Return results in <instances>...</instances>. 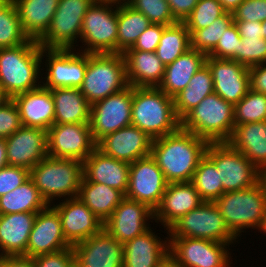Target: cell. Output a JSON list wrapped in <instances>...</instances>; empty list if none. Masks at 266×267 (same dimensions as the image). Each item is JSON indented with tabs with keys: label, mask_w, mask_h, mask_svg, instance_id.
<instances>
[{
	"label": "cell",
	"mask_w": 266,
	"mask_h": 267,
	"mask_svg": "<svg viewBox=\"0 0 266 267\" xmlns=\"http://www.w3.org/2000/svg\"><path fill=\"white\" fill-rule=\"evenodd\" d=\"M234 22L266 20V0H244L232 13Z\"/></svg>",
	"instance_id": "47"
},
{
	"label": "cell",
	"mask_w": 266,
	"mask_h": 267,
	"mask_svg": "<svg viewBox=\"0 0 266 267\" xmlns=\"http://www.w3.org/2000/svg\"><path fill=\"white\" fill-rule=\"evenodd\" d=\"M29 178V170L7 165L0 169V196L13 191Z\"/></svg>",
	"instance_id": "49"
},
{
	"label": "cell",
	"mask_w": 266,
	"mask_h": 267,
	"mask_svg": "<svg viewBox=\"0 0 266 267\" xmlns=\"http://www.w3.org/2000/svg\"><path fill=\"white\" fill-rule=\"evenodd\" d=\"M203 200L192 182L167 184L158 207L154 210V221L168 228L180 217L198 207ZM160 222V223H159Z\"/></svg>",
	"instance_id": "25"
},
{
	"label": "cell",
	"mask_w": 266,
	"mask_h": 267,
	"mask_svg": "<svg viewBox=\"0 0 266 267\" xmlns=\"http://www.w3.org/2000/svg\"><path fill=\"white\" fill-rule=\"evenodd\" d=\"M61 201L54 202L51 206L58 212L63 235L71 246L88 239L103 229L104 223L78 196Z\"/></svg>",
	"instance_id": "18"
},
{
	"label": "cell",
	"mask_w": 266,
	"mask_h": 267,
	"mask_svg": "<svg viewBox=\"0 0 266 267\" xmlns=\"http://www.w3.org/2000/svg\"><path fill=\"white\" fill-rule=\"evenodd\" d=\"M238 33L241 38H248V37H263V31H262V24L261 22H234Z\"/></svg>",
	"instance_id": "54"
},
{
	"label": "cell",
	"mask_w": 266,
	"mask_h": 267,
	"mask_svg": "<svg viewBox=\"0 0 266 267\" xmlns=\"http://www.w3.org/2000/svg\"><path fill=\"white\" fill-rule=\"evenodd\" d=\"M41 60V46L36 40L0 48V86L10 99L42 85Z\"/></svg>",
	"instance_id": "2"
},
{
	"label": "cell",
	"mask_w": 266,
	"mask_h": 267,
	"mask_svg": "<svg viewBox=\"0 0 266 267\" xmlns=\"http://www.w3.org/2000/svg\"><path fill=\"white\" fill-rule=\"evenodd\" d=\"M12 99L19 110L22 126L37 127L47 131L54 124L55 106L51 89L41 85Z\"/></svg>",
	"instance_id": "27"
},
{
	"label": "cell",
	"mask_w": 266,
	"mask_h": 267,
	"mask_svg": "<svg viewBox=\"0 0 266 267\" xmlns=\"http://www.w3.org/2000/svg\"><path fill=\"white\" fill-rule=\"evenodd\" d=\"M131 125L153 140L176 132L181 121L174 110V98L158 87H132Z\"/></svg>",
	"instance_id": "3"
},
{
	"label": "cell",
	"mask_w": 266,
	"mask_h": 267,
	"mask_svg": "<svg viewBox=\"0 0 266 267\" xmlns=\"http://www.w3.org/2000/svg\"><path fill=\"white\" fill-rule=\"evenodd\" d=\"M117 36V4L95 1L84 15L79 42L82 44L76 50L83 53H117Z\"/></svg>",
	"instance_id": "8"
},
{
	"label": "cell",
	"mask_w": 266,
	"mask_h": 267,
	"mask_svg": "<svg viewBox=\"0 0 266 267\" xmlns=\"http://www.w3.org/2000/svg\"><path fill=\"white\" fill-rule=\"evenodd\" d=\"M72 248L74 267H123V244L105 229Z\"/></svg>",
	"instance_id": "21"
},
{
	"label": "cell",
	"mask_w": 266,
	"mask_h": 267,
	"mask_svg": "<svg viewBox=\"0 0 266 267\" xmlns=\"http://www.w3.org/2000/svg\"><path fill=\"white\" fill-rule=\"evenodd\" d=\"M205 154L219 170L223 193L250 188L262 180V172L228 142L209 143Z\"/></svg>",
	"instance_id": "10"
},
{
	"label": "cell",
	"mask_w": 266,
	"mask_h": 267,
	"mask_svg": "<svg viewBox=\"0 0 266 267\" xmlns=\"http://www.w3.org/2000/svg\"><path fill=\"white\" fill-rule=\"evenodd\" d=\"M241 37L233 22L219 39L216 47L207 55L220 59H231L239 63Z\"/></svg>",
	"instance_id": "46"
},
{
	"label": "cell",
	"mask_w": 266,
	"mask_h": 267,
	"mask_svg": "<svg viewBox=\"0 0 266 267\" xmlns=\"http://www.w3.org/2000/svg\"><path fill=\"white\" fill-rule=\"evenodd\" d=\"M239 63L246 67L266 63V39L263 37L241 38Z\"/></svg>",
	"instance_id": "45"
},
{
	"label": "cell",
	"mask_w": 266,
	"mask_h": 267,
	"mask_svg": "<svg viewBox=\"0 0 266 267\" xmlns=\"http://www.w3.org/2000/svg\"><path fill=\"white\" fill-rule=\"evenodd\" d=\"M21 126L19 110L13 99H9L0 106V138L9 137Z\"/></svg>",
	"instance_id": "48"
},
{
	"label": "cell",
	"mask_w": 266,
	"mask_h": 267,
	"mask_svg": "<svg viewBox=\"0 0 266 267\" xmlns=\"http://www.w3.org/2000/svg\"><path fill=\"white\" fill-rule=\"evenodd\" d=\"M130 164L104 154L97 147L83 162V176L89 182L105 184L121 191L128 189Z\"/></svg>",
	"instance_id": "26"
},
{
	"label": "cell",
	"mask_w": 266,
	"mask_h": 267,
	"mask_svg": "<svg viewBox=\"0 0 266 267\" xmlns=\"http://www.w3.org/2000/svg\"><path fill=\"white\" fill-rule=\"evenodd\" d=\"M128 4L143 13L153 24L168 26L178 22L173 17L167 0H129Z\"/></svg>",
	"instance_id": "44"
},
{
	"label": "cell",
	"mask_w": 266,
	"mask_h": 267,
	"mask_svg": "<svg viewBox=\"0 0 266 267\" xmlns=\"http://www.w3.org/2000/svg\"><path fill=\"white\" fill-rule=\"evenodd\" d=\"M71 247L63 235L58 212L51 205L37 212L26 247V257L33 258Z\"/></svg>",
	"instance_id": "22"
},
{
	"label": "cell",
	"mask_w": 266,
	"mask_h": 267,
	"mask_svg": "<svg viewBox=\"0 0 266 267\" xmlns=\"http://www.w3.org/2000/svg\"><path fill=\"white\" fill-rule=\"evenodd\" d=\"M29 177L51 205L55 200L78 196L83 179V162L46 156L29 171Z\"/></svg>",
	"instance_id": "4"
},
{
	"label": "cell",
	"mask_w": 266,
	"mask_h": 267,
	"mask_svg": "<svg viewBox=\"0 0 266 267\" xmlns=\"http://www.w3.org/2000/svg\"><path fill=\"white\" fill-rule=\"evenodd\" d=\"M2 267H35L33 258L23 255L0 256Z\"/></svg>",
	"instance_id": "55"
},
{
	"label": "cell",
	"mask_w": 266,
	"mask_h": 267,
	"mask_svg": "<svg viewBox=\"0 0 266 267\" xmlns=\"http://www.w3.org/2000/svg\"><path fill=\"white\" fill-rule=\"evenodd\" d=\"M7 153L5 138H0V169L7 166Z\"/></svg>",
	"instance_id": "57"
},
{
	"label": "cell",
	"mask_w": 266,
	"mask_h": 267,
	"mask_svg": "<svg viewBox=\"0 0 266 267\" xmlns=\"http://www.w3.org/2000/svg\"><path fill=\"white\" fill-rule=\"evenodd\" d=\"M167 234L169 237L208 239L230 244L231 247L241 240L227 227L215 203L207 201L180 217L168 228Z\"/></svg>",
	"instance_id": "9"
},
{
	"label": "cell",
	"mask_w": 266,
	"mask_h": 267,
	"mask_svg": "<svg viewBox=\"0 0 266 267\" xmlns=\"http://www.w3.org/2000/svg\"><path fill=\"white\" fill-rule=\"evenodd\" d=\"M78 198L104 223L125 195L105 184L89 182L83 176Z\"/></svg>",
	"instance_id": "34"
},
{
	"label": "cell",
	"mask_w": 266,
	"mask_h": 267,
	"mask_svg": "<svg viewBox=\"0 0 266 267\" xmlns=\"http://www.w3.org/2000/svg\"><path fill=\"white\" fill-rule=\"evenodd\" d=\"M249 73L251 89L266 94V63L249 67Z\"/></svg>",
	"instance_id": "53"
},
{
	"label": "cell",
	"mask_w": 266,
	"mask_h": 267,
	"mask_svg": "<svg viewBox=\"0 0 266 267\" xmlns=\"http://www.w3.org/2000/svg\"><path fill=\"white\" fill-rule=\"evenodd\" d=\"M262 181L266 186V170L262 172Z\"/></svg>",
	"instance_id": "63"
},
{
	"label": "cell",
	"mask_w": 266,
	"mask_h": 267,
	"mask_svg": "<svg viewBox=\"0 0 266 267\" xmlns=\"http://www.w3.org/2000/svg\"><path fill=\"white\" fill-rule=\"evenodd\" d=\"M48 206L30 177L13 191L0 196V214L39 212Z\"/></svg>",
	"instance_id": "36"
},
{
	"label": "cell",
	"mask_w": 266,
	"mask_h": 267,
	"mask_svg": "<svg viewBox=\"0 0 266 267\" xmlns=\"http://www.w3.org/2000/svg\"><path fill=\"white\" fill-rule=\"evenodd\" d=\"M214 92L226 102L236 105L251 89L249 67L231 59L207 56Z\"/></svg>",
	"instance_id": "20"
},
{
	"label": "cell",
	"mask_w": 266,
	"mask_h": 267,
	"mask_svg": "<svg viewBox=\"0 0 266 267\" xmlns=\"http://www.w3.org/2000/svg\"><path fill=\"white\" fill-rule=\"evenodd\" d=\"M228 143L261 172L266 170V121L236 125Z\"/></svg>",
	"instance_id": "30"
},
{
	"label": "cell",
	"mask_w": 266,
	"mask_h": 267,
	"mask_svg": "<svg viewBox=\"0 0 266 267\" xmlns=\"http://www.w3.org/2000/svg\"><path fill=\"white\" fill-rule=\"evenodd\" d=\"M234 105L213 92L182 120L181 128L208 143L228 142L234 131Z\"/></svg>",
	"instance_id": "6"
},
{
	"label": "cell",
	"mask_w": 266,
	"mask_h": 267,
	"mask_svg": "<svg viewBox=\"0 0 266 267\" xmlns=\"http://www.w3.org/2000/svg\"><path fill=\"white\" fill-rule=\"evenodd\" d=\"M128 85L158 87L164 77L165 66L156 52L125 50L123 53Z\"/></svg>",
	"instance_id": "29"
},
{
	"label": "cell",
	"mask_w": 266,
	"mask_h": 267,
	"mask_svg": "<svg viewBox=\"0 0 266 267\" xmlns=\"http://www.w3.org/2000/svg\"><path fill=\"white\" fill-rule=\"evenodd\" d=\"M167 184L162 170L149 155L130 163L125 197L143 203L154 211L161 201Z\"/></svg>",
	"instance_id": "16"
},
{
	"label": "cell",
	"mask_w": 266,
	"mask_h": 267,
	"mask_svg": "<svg viewBox=\"0 0 266 267\" xmlns=\"http://www.w3.org/2000/svg\"><path fill=\"white\" fill-rule=\"evenodd\" d=\"M29 39L38 41L47 31L59 0H12Z\"/></svg>",
	"instance_id": "32"
},
{
	"label": "cell",
	"mask_w": 266,
	"mask_h": 267,
	"mask_svg": "<svg viewBox=\"0 0 266 267\" xmlns=\"http://www.w3.org/2000/svg\"><path fill=\"white\" fill-rule=\"evenodd\" d=\"M73 248L33 257L35 267H74Z\"/></svg>",
	"instance_id": "50"
},
{
	"label": "cell",
	"mask_w": 266,
	"mask_h": 267,
	"mask_svg": "<svg viewBox=\"0 0 266 267\" xmlns=\"http://www.w3.org/2000/svg\"><path fill=\"white\" fill-rule=\"evenodd\" d=\"M10 98L6 95L3 88L0 86V106L3 105L6 101H8Z\"/></svg>",
	"instance_id": "58"
},
{
	"label": "cell",
	"mask_w": 266,
	"mask_h": 267,
	"mask_svg": "<svg viewBox=\"0 0 266 267\" xmlns=\"http://www.w3.org/2000/svg\"><path fill=\"white\" fill-rule=\"evenodd\" d=\"M226 12L233 13V11L244 1V0H218Z\"/></svg>",
	"instance_id": "56"
},
{
	"label": "cell",
	"mask_w": 266,
	"mask_h": 267,
	"mask_svg": "<svg viewBox=\"0 0 266 267\" xmlns=\"http://www.w3.org/2000/svg\"><path fill=\"white\" fill-rule=\"evenodd\" d=\"M98 2H112L116 4L128 3L129 0H95Z\"/></svg>",
	"instance_id": "60"
},
{
	"label": "cell",
	"mask_w": 266,
	"mask_h": 267,
	"mask_svg": "<svg viewBox=\"0 0 266 267\" xmlns=\"http://www.w3.org/2000/svg\"><path fill=\"white\" fill-rule=\"evenodd\" d=\"M166 26L162 24H151L137 39L131 48L126 50H141L145 52H156L160 38Z\"/></svg>",
	"instance_id": "51"
},
{
	"label": "cell",
	"mask_w": 266,
	"mask_h": 267,
	"mask_svg": "<svg viewBox=\"0 0 266 267\" xmlns=\"http://www.w3.org/2000/svg\"><path fill=\"white\" fill-rule=\"evenodd\" d=\"M37 212L0 214V256H26Z\"/></svg>",
	"instance_id": "28"
},
{
	"label": "cell",
	"mask_w": 266,
	"mask_h": 267,
	"mask_svg": "<svg viewBox=\"0 0 266 267\" xmlns=\"http://www.w3.org/2000/svg\"><path fill=\"white\" fill-rule=\"evenodd\" d=\"M7 162L29 171L48 156L47 131L37 127L21 126L5 138Z\"/></svg>",
	"instance_id": "19"
},
{
	"label": "cell",
	"mask_w": 266,
	"mask_h": 267,
	"mask_svg": "<svg viewBox=\"0 0 266 267\" xmlns=\"http://www.w3.org/2000/svg\"><path fill=\"white\" fill-rule=\"evenodd\" d=\"M48 156L84 162L96 148L89 123L53 124L47 130Z\"/></svg>",
	"instance_id": "15"
},
{
	"label": "cell",
	"mask_w": 266,
	"mask_h": 267,
	"mask_svg": "<svg viewBox=\"0 0 266 267\" xmlns=\"http://www.w3.org/2000/svg\"><path fill=\"white\" fill-rule=\"evenodd\" d=\"M152 229L123 244V267H162L169 259V235L161 239Z\"/></svg>",
	"instance_id": "24"
},
{
	"label": "cell",
	"mask_w": 266,
	"mask_h": 267,
	"mask_svg": "<svg viewBox=\"0 0 266 267\" xmlns=\"http://www.w3.org/2000/svg\"><path fill=\"white\" fill-rule=\"evenodd\" d=\"M266 121V94L250 89L234 105V125Z\"/></svg>",
	"instance_id": "42"
},
{
	"label": "cell",
	"mask_w": 266,
	"mask_h": 267,
	"mask_svg": "<svg viewBox=\"0 0 266 267\" xmlns=\"http://www.w3.org/2000/svg\"><path fill=\"white\" fill-rule=\"evenodd\" d=\"M214 92L210 68L205 64L191 78L188 86L174 97V110L181 121L205 97Z\"/></svg>",
	"instance_id": "35"
},
{
	"label": "cell",
	"mask_w": 266,
	"mask_h": 267,
	"mask_svg": "<svg viewBox=\"0 0 266 267\" xmlns=\"http://www.w3.org/2000/svg\"><path fill=\"white\" fill-rule=\"evenodd\" d=\"M261 24H262L263 38L266 39V20L261 22Z\"/></svg>",
	"instance_id": "62"
},
{
	"label": "cell",
	"mask_w": 266,
	"mask_h": 267,
	"mask_svg": "<svg viewBox=\"0 0 266 267\" xmlns=\"http://www.w3.org/2000/svg\"><path fill=\"white\" fill-rule=\"evenodd\" d=\"M191 182L203 201L214 202L223 194L219 170L206 154L200 159Z\"/></svg>",
	"instance_id": "39"
},
{
	"label": "cell",
	"mask_w": 266,
	"mask_h": 267,
	"mask_svg": "<svg viewBox=\"0 0 266 267\" xmlns=\"http://www.w3.org/2000/svg\"><path fill=\"white\" fill-rule=\"evenodd\" d=\"M132 86L90 106V130L97 144L106 135L131 125Z\"/></svg>",
	"instance_id": "14"
},
{
	"label": "cell",
	"mask_w": 266,
	"mask_h": 267,
	"mask_svg": "<svg viewBox=\"0 0 266 267\" xmlns=\"http://www.w3.org/2000/svg\"><path fill=\"white\" fill-rule=\"evenodd\" d=\"M29 37L22 29L17 7L8 0L0 7V48L16 47L26 43Z\"/></svg>",
	"instance_id": "40"
},
{
	"label": "cell",
	"mask_w": 266,
	"mask_h": 267,
	"mask_svg": "<svg viewBox=\"0 0 266 267\" xmlns=\"http://www.w3.org/2000/svg\"><path fill=\"white\" fill-rule=\"evenodd\" d=\"M117 53L131 48L138 37L152 24L141 12L128 3L117 4Z\"/></svg>",
	"instance_id": "37"
},
{
	"label": "cell",
	"mask_w": 266,
	"mask_h": 267,
	"mask_svg": "<svg viewBox=\"0 0 266 267\" xmlns=\"http://www.w3.org/2000/svg\"><path fill=\"white\" fill-rule=\"evenodd\" d=\"M95 0H59L46 33L37 41L44 49H76L86 11ZM78 41V42H77Z\"/></svg>",
	"instance_id": "11"
},
{
	"label": "cell",
	"mask_w": 266,
	"mask_h": 267,
	"mask_svg": "<svg viewBox=\"0 0 266 267\" xmlns=\"http://www.w3.org/2000/svg\"><path fill=\"white\" fill-rule=\"evenodd\" d=\"M153 139L133 125L106 135L96 147L104 154L127 163L150 155Z\"/></svg>",
	"instance_id": "23"
},
{
	"label": "cell",
	"mask_w": 266,
	"mask_h": 267,
	"mask_svg": "<svg viewBox=\"0 0 266 267\" xmlns=\"http://www.w3.org/2000/svg\"><path fill=\"white\" fill-rule=\"evenodd\" d=\"M127 86L122 53H87V68L80 90L90 105Z\"/></svg>",
	"instance_id": "7"
},
{
	"label": "cell",
	"mask_w": 266,
	"mask_h": 267,
	"mask_svg": "<svg viewBox=\"0 0 266 267\" xmlns=\"http://www.w3.org/2000/svg\"><path fill=\"white\" fill-rule=\"evenodd\" d=\"M206 58L205 53L190 48L174 62L165 66L164 77L158 88L174 98L188 86L194 74L206 64Z\"/></svg>",
	"instance_id": "31"
},
{
	"label": "cell",
	"mask_w": 266,
	"mask_h": 267,
	"mask_svg": "<svg viewBox=\"0 0 266 267\" xmlns=\"http://www.w3.org/2000/svg\"><path fill=\"white\" fill-rule=\"evenodd\" d=\"M227 227L239 239L250 228H260L266 213V186L261 180L257 185L223 193L214 201Z\"/></svg>",
	"instance_id": "5"
},
{
	"label": "cell",
	"mask_w": 266,
	"mask_h": 267,
	"mask_svg": "<svg viewBox=\"0 0 266 267\" xmlns=\"http://www.w3.org/2000/svg\"><path fill=\"white\" fill-rule=\"evenodd\" d=\"M153 220L152 209L143 203L125 197L104 222L103 229L124 244L147 231L152 225L150 222H154Z\"/></svg>",
	"instance_id": "17"
},
{
	"label": "cell",
	"mask_w": 266,
	"mask_h": 267,
	"mask_svg": "<svg viewBox=\"0 0 266 267\" xmlns=\"http://www.w3.org/2000/svg\"><path fill=\"white\" fill-rule=\"evenodd\" d=\"M173 17L178 22H184L192 13L198 0H167Z\"/></svg>",
	"instance_id": "52"
},
{
	"label": "cell",
	"mask_w": 266,
	"mask_h": 267,
	"mask_svg": "<svg viewBox=\"0 0 266 267\" xmlns=\"http://www.w3.org/2000/svg\"><path fill=\"white\" fill-rule=\"evenodd\" d=\"M162 267H180L176 265L170 258L162 265Z\"/></svg>",
	"instance_id": "61"
},
{
	"label": "cell",
	"mask_w": 266,
	"mask_h": 267,
	"mask_svg": "<svg viewBox=\"0 0 266 267\" xmlns=\"http://www.w3.org/2000/svg\"><path fill=\"white\" fill-rule=\"evenodd\" d=\"M8 0H0V7L3 6Z\"/></svg>",
	"instance_id": "64"
},
{
	"label": "cell",
	"mask_w": 266,
	"mask_h": 267,
	"mask_svg": "<svg viewBox=\"0 0 266 267\" xmlns=\"http://www.w3.org/2000/svg\"><path fill=\"white\" fill-rule=\"evenodd\" d=\"M225 12L218 0H198L197 5L184 23L191 35L195 30L210 26Z\"/></svg>",
	"instance_id": "43"
},
{
	"label": "cell",
	"mask_w": 266,
	"mask_h": 267,
	"mask_svg": "<svg viewBox=\"0 0 266 267\" xmlns=\"http://www.w3.org/2000/svg\"><path fill=\"white\" fill-rule=\"evenodd\" d=\"M208 144L206 140L180 127L174 133L154 139L150 155L168 184L191 182Z\"/></svg>",
	"instance_id": "1"
},
{
	"label": "cell",
	"mask_w": 266,
	"mask_h": 267,
	"mask_svg": "<svg viewBox=\"0 0 266 267\" xmlns=\"http://www.w3.org/2000/svg\"><path fill=\"white\" fill-rule=\"evenodd\" d=\"M230 244L208 239L169 237V258L180 267H233Z\"/></svg>",
	"instance_id": "12"
},
{
	"label": "cell",
	"mask_w": 266,
	"mask_h": 267,
	"mask_svg": "<svg viewBox=\"0 0 266 267\" xmlns=\"http://www.w3.org/2000/svg\"><path fill=\"white\" fill-rule=\"evenodd\" d=\"M55 106L54 124L89 123L90 104L80 88L51 89Z\"/></svg>",
	"instance_id": "33"
},
{
	"label": "cell",
	"mask_w": 266,
	"mask_h": 267,
	"mask_svg": "<svg viewBox=\"0 0 266 267\" xmlns=\"http://www.w3.org/2000/svg\"><path fill=\"white\" fill-rule=\"evenodd\" d=\"M190 48V32L184 22H177L164 28L156 54L166 66L174 62Z\"/></svg>",
	"instance_id": "38"
},
{
	"label": "cell",
	"mask_w": 266,
	"mask_h": 267,
	"mask_svg": "<svg viewBox=\"0 0 266 267\" xmlns=\"http://www.w3.org/2000/svg\"><path fill=\"white\" fill-rule=\"evenodd\" d=\"M41 57L42 72L46 71L42 73L44 77H41L44 88H80L82 86L87 68V53L76 49L41 47Z\"/></svg>",
	"instance_id": "13"
},
{
	"label": "cell",
	"mask_w": 266,
	"mask_h": 267,
	"mask_svg": "<svg viewBox=\"0 0 266 267\" xmlns=\"http://www.w3.org/2000/svg\"><path fill=\"white\" fill-rule=\"evenodd\" d=\"M258 231L262 234V233H264V234H266V213H265V216H264V218H263V220H262V223H261V225H260V228L258 229ZM262 231V232H261Z\"/></svg>",
	"instance_id": "59"
},
{
	"label": "cell",
	"mask_w": 266,
	"mask_h": 267,
	"mask_svg": "<svg viewBox=\"0 0 266 267\" xmlns=\"http://www.w3.org/2000/svg\"><path fill=\"white\" fill-rule=\"evenodd\" d=\"M234 22L232 13L225 12L218 17L210 26L195 30L190 35L191 49L208 55L217 45L219 39L229 26Z\"/></svg>",
	"instance_id": "41"
}]
</instances>
